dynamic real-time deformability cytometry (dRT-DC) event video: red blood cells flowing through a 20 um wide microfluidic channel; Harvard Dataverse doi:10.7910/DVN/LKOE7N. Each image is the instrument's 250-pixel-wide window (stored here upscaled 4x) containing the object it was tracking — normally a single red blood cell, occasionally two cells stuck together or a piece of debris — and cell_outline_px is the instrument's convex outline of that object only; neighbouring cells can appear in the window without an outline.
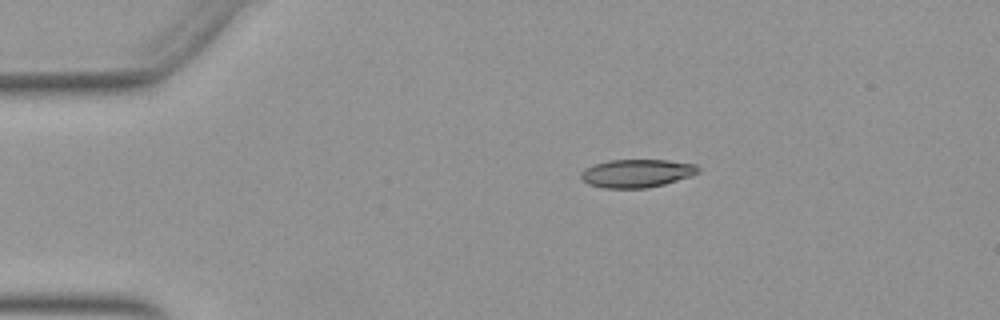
{"species": "Egyptian fruit bat (a non-hibernating species)", "species_latin": "Rousettus aegyptiacus", "temperature_condition": "warm", "stored_images_in_passage": 43, "camera_frame_rate_fps": 3000, "um_per_image_px": 0.085, "animal": {"sex": "female"}, "frame": {"image": 1, "passage_image": 1, "time_ms": 0.0, "image_size_px": [1000, 320], "cell_outline_px": [[700, 172], [692, 176], [664, 184], [648, 188], [604, 188], [588, 184], [580, 176], [580, 172], [596, 164], [612, 160], [668, 160], [696, 164], [700, 168]], "centroid_in_image_um": [54.18, 14.73], "position_along_channel_um": 30.8, "area_um2": 19.19}}
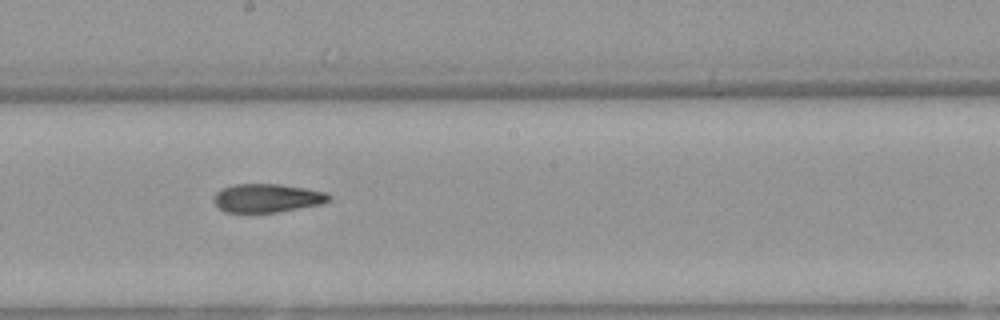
{"frame": {"image": 2, "passage_image": 20, "time_ms": 6.333, "image_size_px": [1000, 320], "cell_outline_px": [[332, 200], [324, 204], [276, 212], [224, 212], [212, 200], [212, 196], [216, 192], [224, 188], [236, 184], [280, 184], [304, 188], [324, 192], [332, 196]], "centroid_in_image_um": [22.73, 16.84], "position_along_channel_um": 225.5, "area_um2": 19.19}}
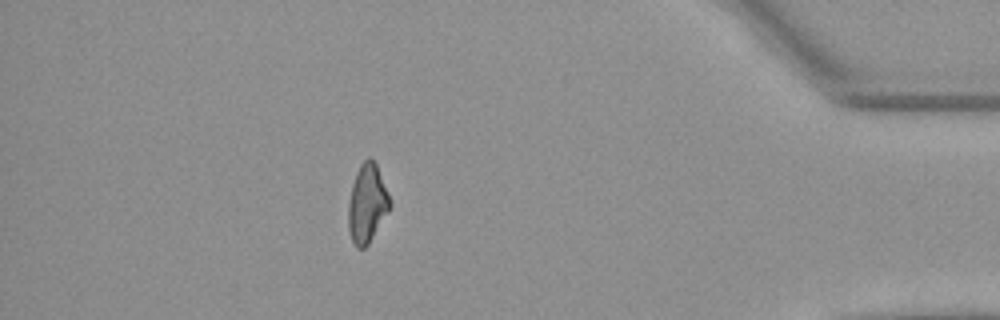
{"frame": {"image": 3, "passage_image": 37, "time_ms": 12.0, "image_size_px": [1000, 320], "cell_outline_px": [[392, 204], [388, 212], [368, 244], [364, 248], [356, 248], [352, 240], [348, 228], [348, 204], [352, 184], [356, 172], [360, 164], [368, 156], [372, 156], [376, 164], [388, 192]], "centroid_in_image_um": [31.2, 17.27], "position_along_channel_um": 404.0, "area_um2": 19.07}, "authors_computed_cell_mechanics": {"area_um2": 19.4208, "velocity_mm_per_s": 3.9342, "shape_relaxation_time_tau1_ms": null, "shape_relaxation_time_tau2_ms": 4.0689, "deformation_change_tau1": null, "deformation_change_tau2": 0.1166}}